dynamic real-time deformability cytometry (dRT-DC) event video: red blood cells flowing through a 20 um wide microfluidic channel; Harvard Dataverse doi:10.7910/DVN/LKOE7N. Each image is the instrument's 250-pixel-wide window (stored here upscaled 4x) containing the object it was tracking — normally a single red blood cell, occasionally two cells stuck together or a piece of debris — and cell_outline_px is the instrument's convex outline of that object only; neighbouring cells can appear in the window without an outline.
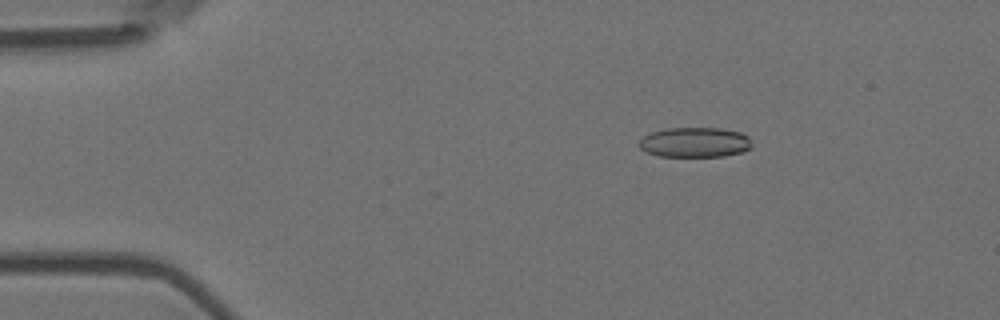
{"species": "Egyptian fruit bat (a non-hibernating species)", "species_latin": "Rousettus aegyptiacus", "temperature_condition": "room temperature", "stored_images_in_passage": 55, "camera_frame_rate_fps": 3000, "um_per_image_px": 0.085, "animal": {"sex": "female"}, "frame": {"image": 1, "passage_image": 9, "time_ms": 2.667, "image_size_px": [1000, 320], "cell_outline_px": [[752, 144], [748, 148], [740, 152], [724, 156], [660, 156], [648, 152], [640, 148], [636, 144], [644, 136], [652, 132], [668, 128], [720, 128], [740, 132], [748, 136]], "centroid_in_image_um": [59.04, 12.09], "position_along_channel_um": 26.0, "area_um2": 19.54}}
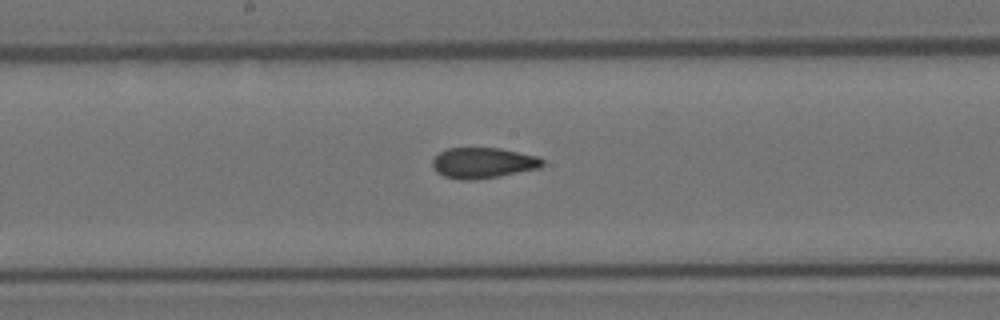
{"frame": {"image": 2, "passage_image": 29, "time_ms": 9.333, "image_size_px": [1000, 320], "cell_outline_px": [[544, 164], [540, 168], [500, 176], [472, 180], [460, 180], [444, 176], [436, 172], [432, 168], [432, 160], [440, 152], [448, 148], [500, 148], [540, 156], [544, 160]], "centroid_in_image_um": [41.08, 13.85], "position_along_channel_um": 207.1, "area_um2": 19.88}}
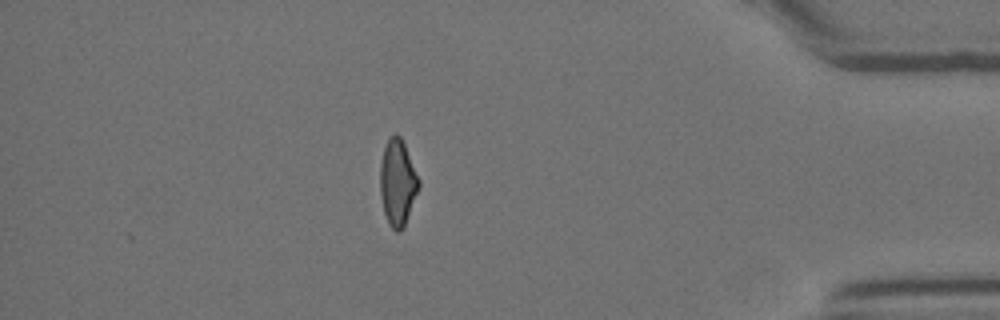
{"frame": {"image": 3, "passage_image": 48, "time_ms": 15.667, "image_size_px": [1000, 320], "cell_outline_px": [[420, 184], [404, 228], [400, 232], [396, 232], [388, 224], [384, 212], [380, 192], [380, 164], [384, 148], [388, 136], [396, 132], [400, 136], [404, 144], [420, 180]], "centroid_in_image_um": [33.79, 15.51], "position_along_channel_um": 401.4, "area_um2": 19.48}, "authors_computed_cell_mechanics": {"area_um2": 19.8254, "velocity_mm_per_s": 3.7088, "shape_relaxation_time_tau1_ms": null, "shape_relaxation_time_tau2_ms": 2.0116, "deformation_change_tau1": null, "deformation_change_tau2": 0.0913}}